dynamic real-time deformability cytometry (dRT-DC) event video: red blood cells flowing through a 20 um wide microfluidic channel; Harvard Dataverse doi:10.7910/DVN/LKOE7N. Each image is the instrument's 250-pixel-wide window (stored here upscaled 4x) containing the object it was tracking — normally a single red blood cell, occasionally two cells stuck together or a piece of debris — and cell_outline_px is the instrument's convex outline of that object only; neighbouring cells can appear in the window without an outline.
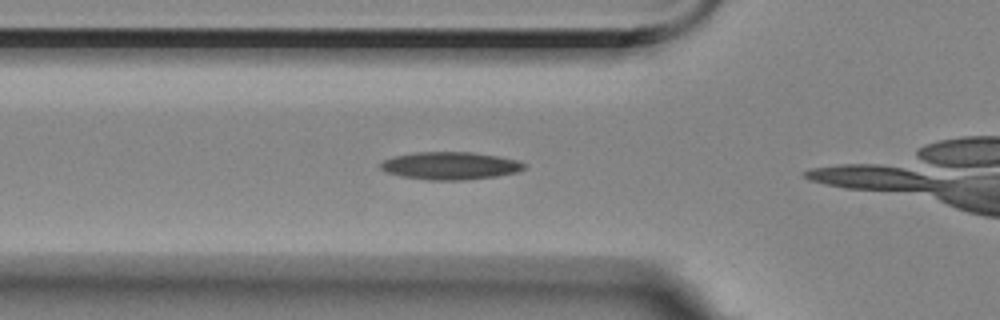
{"species": "Egyptian fruit bat (a non-hibernating species)", "species_latin": "Rousettus aegyptiacus", "temperature_condition": "room temperature", "stored_images_in_passage": 17, "camera_frame_rate_fps": 3000, "um_per_image_px": 0.085, "animal": {"sex": "female"}, "frame": {"image": 1, "passage_image": 12, "time_ms": 3.667, "image_size_px": [1000, 320], "cell_outline_px": [[528, 168], [516, 172], [496, 176], [464, 180], [428, 180], [400, 176], [388, 172], [380, 168], [380, 164], [384, 160], [392, 156], [416, 152], [472, 152], [520, 160], [528, 164]], "centroid_in_image_um": [38.31, 14.08], "position_along_channel_um": 87.5, "area_um2": 23.29}}
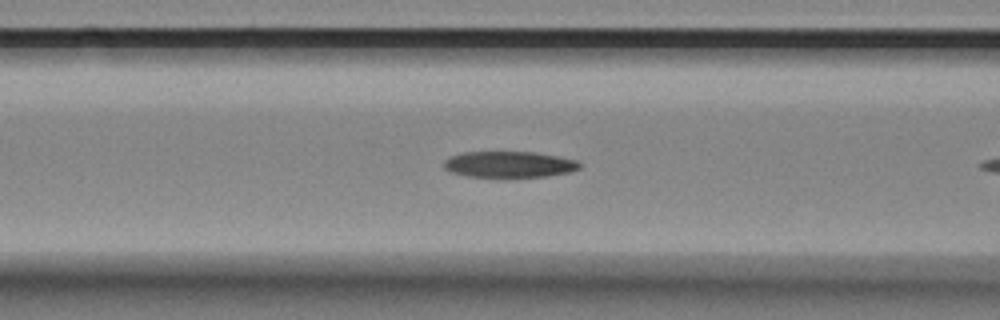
{"frame": {"image": 2, "passage_image": 15, "time_ms": 4.667, "image_size_px": [1000, 320], "cell_outline_px": [[580, 168], [572, 172], [548, 176], [504, 180], [468, 176], [448, 172], [444, 168], [444, 160], [452, 156], [464, 152], [536, 152], [576, 160], [580, 164]], "centroid_in_image_um": [43.27, 14.03], "position_along_channel_um": 123.3, "area_um2": 21.62}}